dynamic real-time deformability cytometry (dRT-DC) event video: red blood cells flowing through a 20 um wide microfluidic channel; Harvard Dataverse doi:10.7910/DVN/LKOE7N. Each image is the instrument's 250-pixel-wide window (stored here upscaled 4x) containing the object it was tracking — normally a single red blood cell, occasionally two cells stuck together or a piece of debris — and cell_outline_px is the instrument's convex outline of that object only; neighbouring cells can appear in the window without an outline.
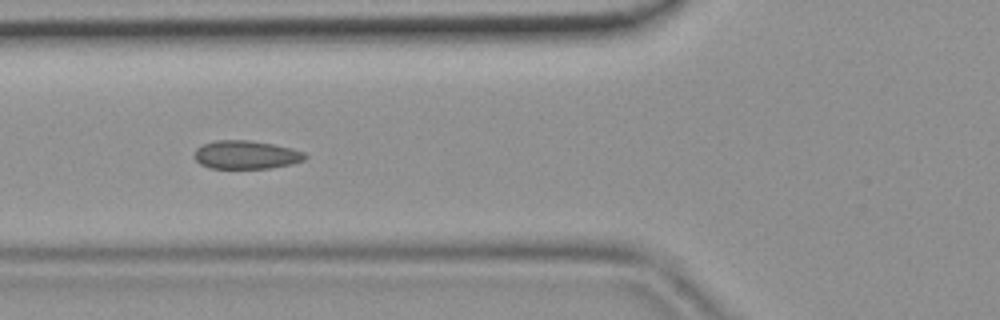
{"species": "common noctule bat (a hibernating species)", "species_latin": "Nyctalus noctula", "temperature_condition": "room temperature", "stored_images_in_passage": 46, "camera_frame_rate_fps": 3000, "um_per_image_px": 0.085, "animal": {"sex": "female", "body_mass_g": 19.9}, "frame": {"image": 1, "passage_image": 17, "time_ms": 5.333, "image_size_px": [1000, 320], "cell_outline_px": [[308, 156], [304, 160], [292, 164], [272, 168], [208, 168], [200, 164], [192, 156], [196, 148], [204, 144], [216, 140], [248, 140], [272, 144], [292, 148], [304, 152]], "centroid_in_image_um": [20.9, 13.16], "position_along_channel_um": 104.9, "area_um2": 18.44}}
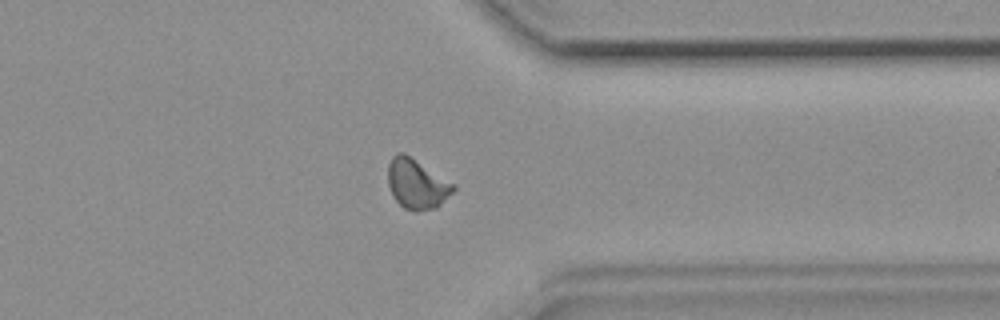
{"frame": {"image": 2, "passage_image": 36, "time_ms": 11.667, "image_size_px": [1000, 320], "cell_outline_px": [[456, 188], [436, 208], [416, 212], [404, 208], [396, 200], [388, 184], [388, 164], [392, 156], [396, 152], [404, 152], [456, 184]], "centroid_in_image_um": [35.43, 15.61], "position_along_channel_um": 376.0, "area_um2": 19.07}}
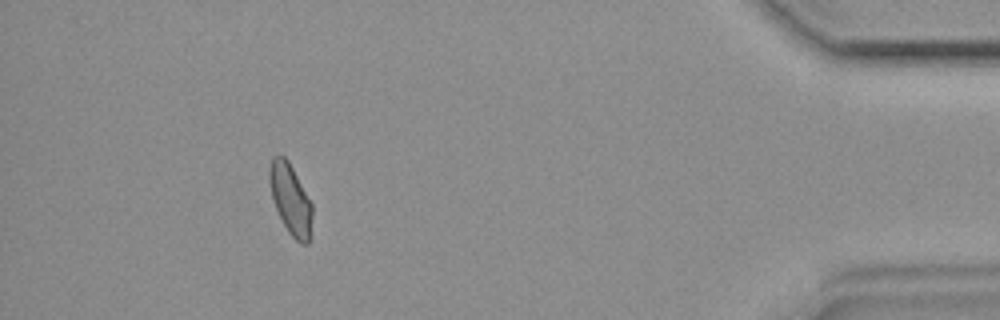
{"frame": {"image": 3, "passage_image": 42, "time_ms": 13.667, "image_size_px": [1000, 320], "cell_outline_px": [[312, 216], [308, 244], [300, 244], [288, 232], [276, 208], [272, 196], [268, 180], [268, 168], [272, 156], [284, 156], [288, 160], [312, 204]], "centroid_in_image_um": [24.67, 16.91], "position_along_channel_um": 410.5, "area_um2": 17.4}}